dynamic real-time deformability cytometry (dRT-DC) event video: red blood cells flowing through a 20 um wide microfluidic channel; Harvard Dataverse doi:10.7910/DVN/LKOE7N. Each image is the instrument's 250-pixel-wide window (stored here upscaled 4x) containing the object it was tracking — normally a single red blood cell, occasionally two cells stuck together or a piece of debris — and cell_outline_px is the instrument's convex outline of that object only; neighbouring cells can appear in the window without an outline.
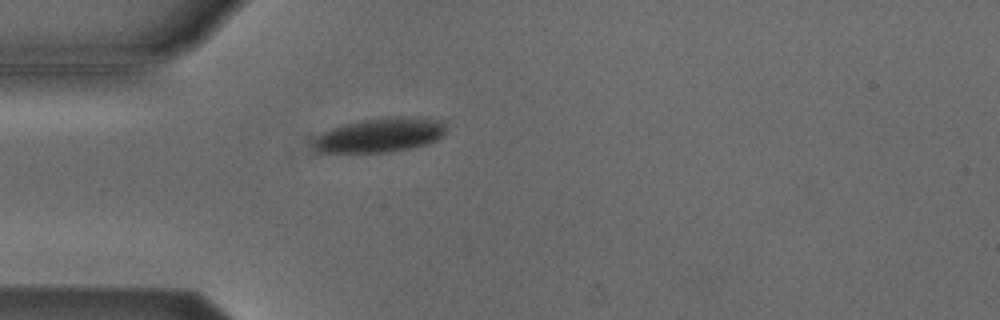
{"species": "Egyptian fruit bat (a non-hibernating species)", "species_latin": "Rousettus aegyptiacus", "temperature_condition": "cold", "stored_images_in_passage": 40, "camera_frame_rate_fps": 3000, "um_per_image_px": 0.085, "animal": {"sex": "male"}, "frame": {"image": 1, "passage_image": 1, "time_ms": 0.0, "image_size_px": [1000, 320], "cell_outline_px": [[444, 136], [428, 144], [412, 148], [392, 152], [316, 152], [312, 144], [316, 136], [320, 132], [344, 124], [360, 120], [384, 116], [428, 116], [440, 120], [444, 124]], "centroid_in_image_um": [32.33, 11.46], "position_along_channel_um": 52.7, "area_um2": 27.17}}
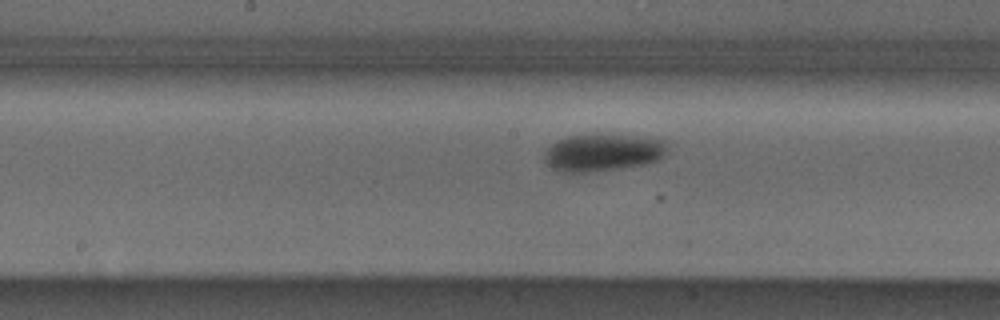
{"frame": {"image": 2, "passage_image": 13, "time_ms": 4.0, "image_size_px": [1000, 320], "cell_outline_px": [[664, 156], [660, 160], [648, 164], [620, 168], [584, 172], [556, 172], [544, 160], [544, 152], [552, 144], [568, 136], [596, 132], [600, 132], [664, 140]], "centroid_in_image_um": [51.2, 12.95], "position_along_channel_um": 197.0, "area_um2": 27.05}}
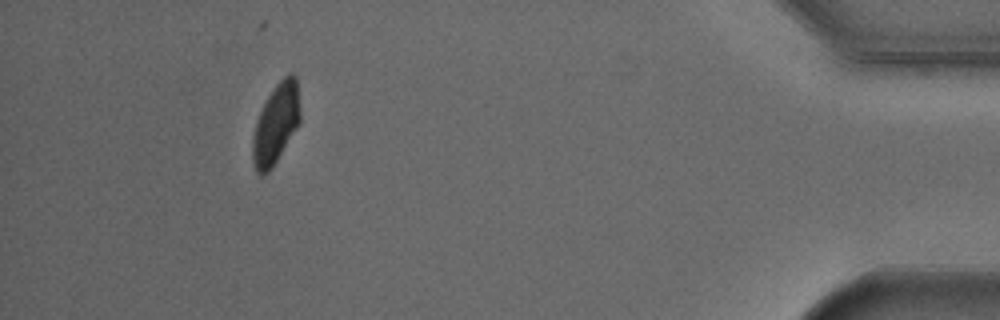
{"frame": {"image": 3, "passage_image": 35, "time_ms": 11.333, "image_size_px": [1000, 320], "cell_outline_px": [[300, 120], [272, 168], [268, 172], [260, 176], [256, 172], [252, 164], [252, 140], [256, 120], [268, 96], [276, 84], [288, 72], [292, 72], [296, 76], [300, 108]], "centroid_in_image_um": [23.43, 10.52], "position_along_channel_um": 411.8, "area_um2": 22.02}}